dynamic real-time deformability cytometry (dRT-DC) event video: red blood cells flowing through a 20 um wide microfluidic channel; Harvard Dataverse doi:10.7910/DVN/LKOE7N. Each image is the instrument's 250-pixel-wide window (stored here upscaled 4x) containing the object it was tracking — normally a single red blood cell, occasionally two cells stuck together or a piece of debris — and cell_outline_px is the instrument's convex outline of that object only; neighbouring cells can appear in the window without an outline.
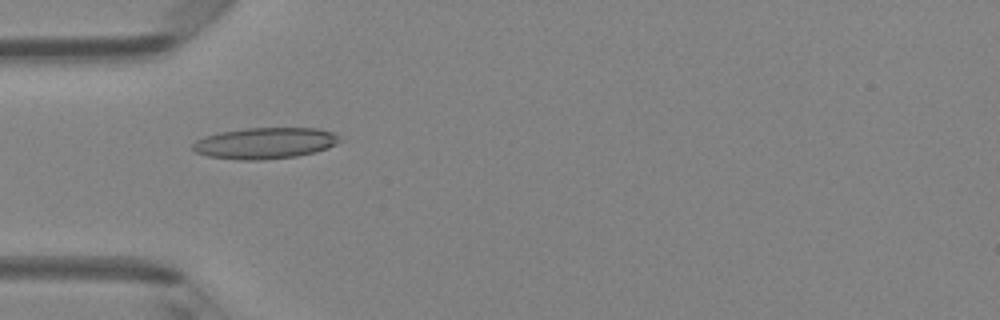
{"species": "Egyptian fruit bat (a non-hibernating species)", "species_latin": "Rousettus aegyptiacus", "temperature_condition": "room temperature", "stored_images_in_passage": 3, "camera_frame_rate_fps": 3000, "um_per_image_px": 0.085, "animal": {"sex": "female"}, "frame": {"image": 1, "passage_image": 1, "time_ms": 0.0, "image_size_px": [1000, 320], "cell_outline_px": [[344, 140], [328, 148], [316, 152], [296, 156], [260, 160], [240, 160], [208, 156], [196, 152], [192, 148], [192, 144], [196, 140], [204, 136], [220, 132], [244, 128], [316, 128], [332, 132], [340, 136]], "centroid_in_image_um": [22.55, 12.16], "position_along_channel_um": 62.5, "area_um2": 26.88}}
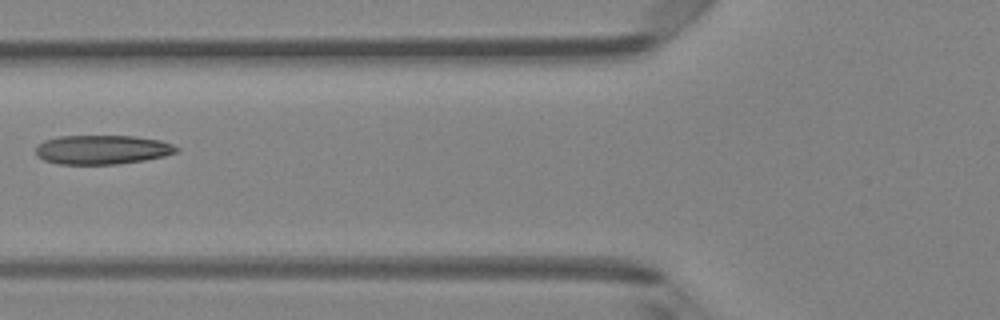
{"frame": {"image": 2, "passage_image": 2, "time_ms": 0.333, "image_size_px": [1000, 320], "cell_outline_px": [[180, 148], [176, 152], [164, 156], [144, 160], [116, 164], [60, 164], [44, 160], [36, 156], [36, 148], [44, 140], [60, 136], [136, 136], [160, 140], [172, 144]], "centroid_in_image_um": [8.69, 12.72], "position_along_channel_um": 117.1, "area_um2": 23.87}}
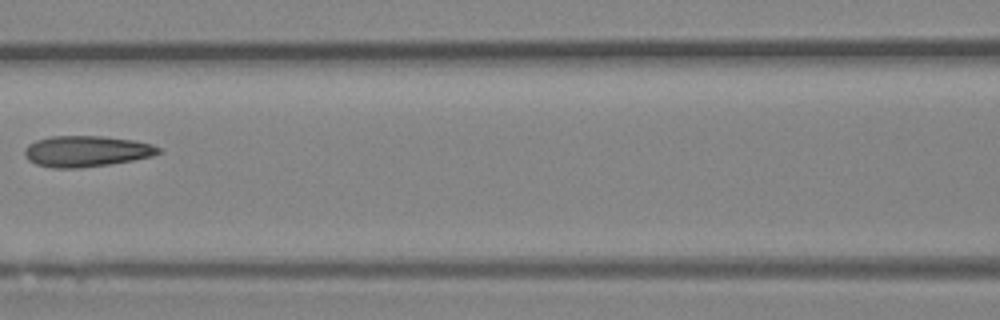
{"frame": {"image": 3, "passage_image": 3, "time_ms": 0.667, "image_size_px": [1000, 320], "cell_outline_px": [[164, 152], [152, 156], [132, 160], [108, 164], [80, 168], [52, 168], [36, 164], [28, 160], [24, 156], [24, 148], [28, 144], [36, 140], [52, 136], [100, 136], [132, 140], [152, 144], [160, 148]], "centroid_in_image_um": [7.32, 12.86], "position_along_channel_um": 159.3, "area_um2": 24.22}}